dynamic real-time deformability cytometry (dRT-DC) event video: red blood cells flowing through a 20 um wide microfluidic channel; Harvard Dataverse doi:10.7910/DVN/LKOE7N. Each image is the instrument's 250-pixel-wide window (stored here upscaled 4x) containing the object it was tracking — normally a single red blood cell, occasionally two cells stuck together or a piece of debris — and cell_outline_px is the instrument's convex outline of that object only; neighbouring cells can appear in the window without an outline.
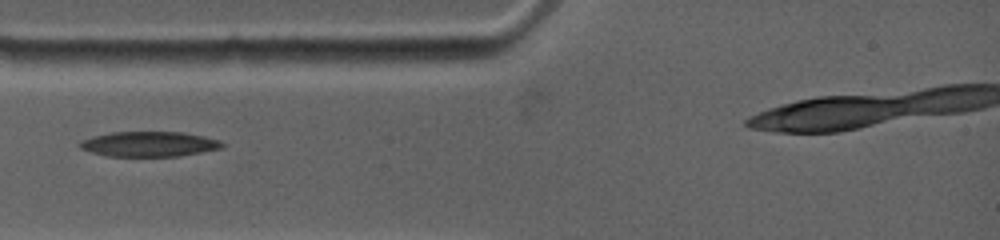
{"species": "common noctule bat (a hibernating species)", "species_latin": "Nyctalus noctula", "temperature_condition": "warm", "stored_images_in_passage": 6, "camera_frame_rate_fps": 4500, "um_per_image_px": 0.085, "animal": {"sex": "female", "body_mass_g": 19.0, "forearm_length_mm": 53.3}, "frame": {"image": 1, "passage_image": 2, "time_ms": 0.889, "image_size_px": [1000, 240], "cell_outline_px": [[224, 144], [220, 148], [180, 156], [108, 156], [92, 152], [80, 148], [76, 144], [80, 140], [92, 136], [112, 132], [184, 132], [204, 136], [220, 140]], "centroid_in_image_um": [12.63, 12.24], "position_along_channel_um": 72.4, "area_um2": 20.81}}
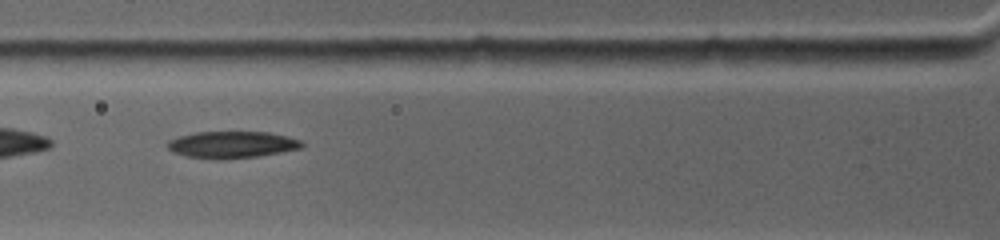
{"frame": {"image": 2, "passage_image": 3, "time_ms": 1.778, "image_size_px": [1000, 240], "cell_outline_px": [[304, 144], [300, 148], [280, 152], [256, 156], [216, 160], [188, 156], [172, 152], [164, 144], [168, 140], [176, 136], [196, 132], [268, 132], [288, 136], [300, 140]], "centroid_in_image_um": [19.64, 12.29], "position_along_channel_um": 106.2, "area_um2": 21.04}}